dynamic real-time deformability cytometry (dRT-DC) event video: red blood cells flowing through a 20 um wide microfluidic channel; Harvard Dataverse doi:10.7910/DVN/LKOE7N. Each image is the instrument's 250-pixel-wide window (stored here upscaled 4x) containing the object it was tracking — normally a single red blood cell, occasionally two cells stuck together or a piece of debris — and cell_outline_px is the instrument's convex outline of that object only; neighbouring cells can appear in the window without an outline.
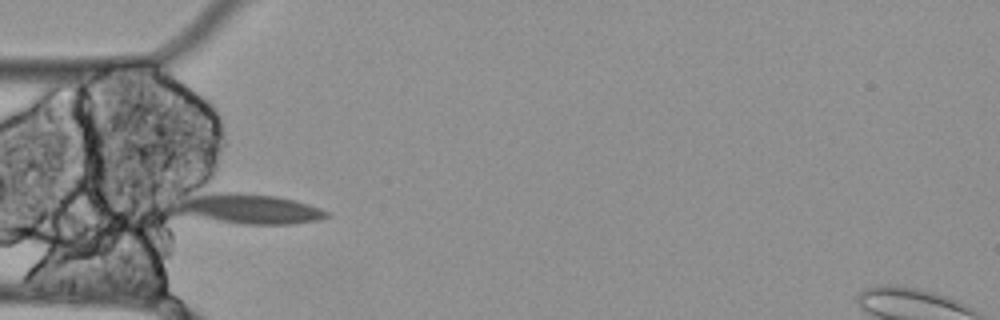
{"species": "Egyptian fruit bat (a non-hibernating species)", "species_latin": "Rousettus aegyptiacus", "temperature_condition": "cold", "stored_images_in_passage": 41, "camera_frame_rate_fps": 3000, "um_per_image_px": 0.085, "animal": {"sex": "female"}, "frame": {"image": 1, "passage_image": 1, "time_ms": 0.0, "image_size_px": [1000, 320], "cell_outline_px": [[332, 216], [320, 220], [292, 224], [240, 224], [176, 212], [176, 204], [184, 200], [196, 196], [220, 192], [232, 192], [276, 196], [296, 200], [320, 208], [328, 212]], "centroid_in_image_um": [21.33, 17.76], "position_along_channel_um": 63.7, "area_um2": 25.66}}
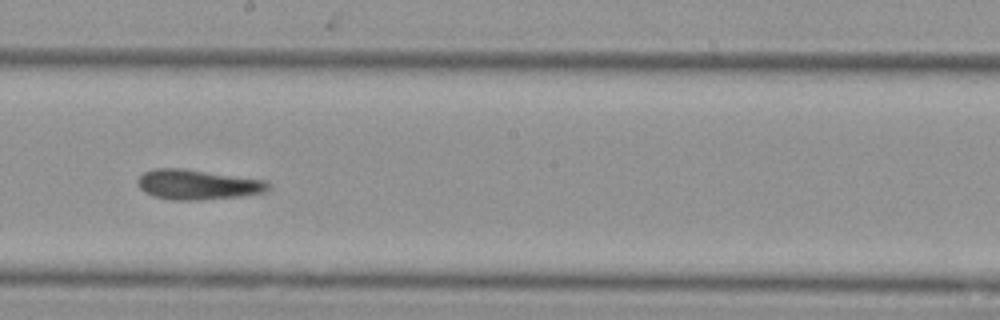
{"frame": {"image": 2, "passage_image": 15, "time_ms": 4.667, "image_size_px": [1000, 320], "cell_outline_px": [[272, 188], [268, 192], [240, 196], [200, 200], [172, 200], [152, 196], [144, 192], [136, 184], [136, 180], [144, 172], [156, 168], [184, 168], [264, 180], [272, 184]], "centroid_in_image_um": [16.81, 15.69], "position_along_channel_um": 231.4, "area_um2": 23.12}}
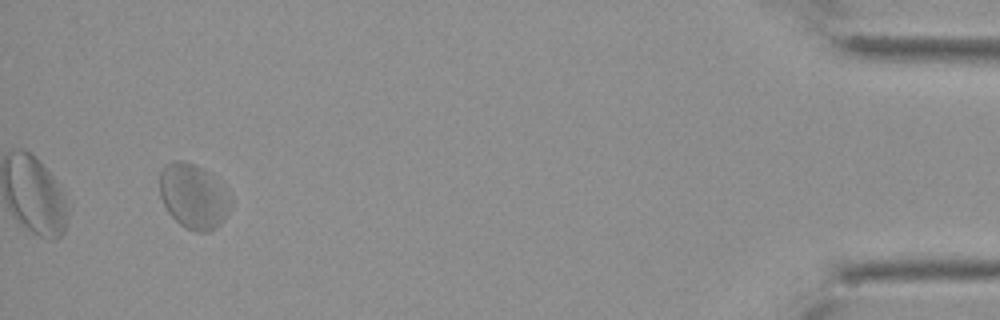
{"frame": {"image": 3, "passage_image": 38, "time_ms": 12.333, "image_size_px": [1000, 320], "cell_outline_px": [[232, 204], [228, 212], [220, 224], [216, 228], [208, 232], [196, 232], [180, 224], [168, 212], [160, 196], [160, 172], [164, 164], [172, 160], [184, 160], [196, 164], [204, 168], [224, 188], [232, 200]], "centroid_in_image_um": [16.43, 16.66], "position_along_channel_um": 418.8, "area_um2": 26.93}, "authors_computed_cell_mechanics": {"area_um2": 23.12, "velocity_mm_per_s": 3.4167, "shape_relaxation_time_tau1_ms": null, "shape_relaxation_time_tau2_ms": 6.7581, "deformation_change_tau1": null, "deformation_change_tau2": 0.0978}}